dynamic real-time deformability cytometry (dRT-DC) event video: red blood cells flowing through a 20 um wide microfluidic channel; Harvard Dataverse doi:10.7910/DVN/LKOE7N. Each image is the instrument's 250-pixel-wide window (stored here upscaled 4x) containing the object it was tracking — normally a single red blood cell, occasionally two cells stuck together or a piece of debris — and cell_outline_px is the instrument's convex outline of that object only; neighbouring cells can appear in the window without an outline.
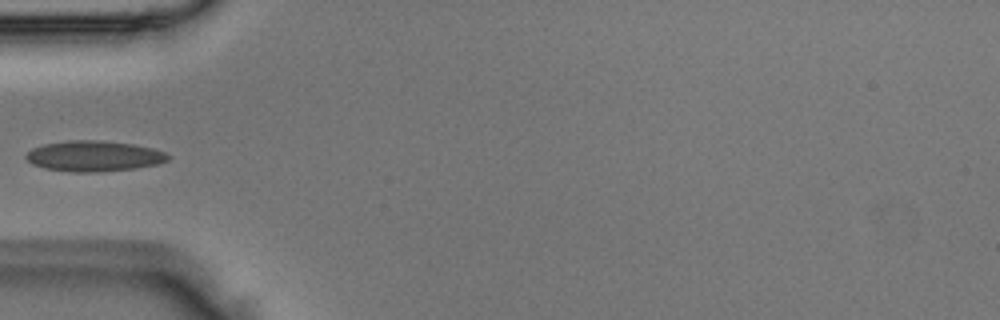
{"species": "Egyptian fruit bat (a non-hibernating species)", "species_latin": "Rousettus aegyptiacus", "temperature_condition": "room temperature", "stored_images_in_passage": 34, "camera_frame_rate_fps": 3000, "um_per_image_px": 0.085, "animal": {"sex": "male"}, "frame": {"image": 1, "passage_image": 1, "time_ms": 0.0, "image_size_px": [1000, 320], "cell_outline_px": [[168, 160], [156, 164], [136, 168], [100, 172], [72, 172], [44, 168], [32, 164], [24, 156], [32, 148], [44, 144], [68, 140], [100, 140], [132, 144], [152, 148], [164, 152], [168, 156]], "centroid_in_image_um": [7.95, 13.27], "position_along_channel_um": 77.1, "area_um2": 25.26}}
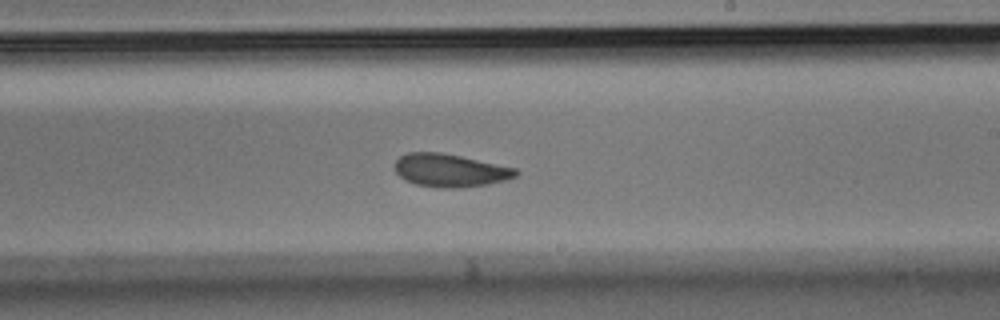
{"frame": {"image": 2, "passage_image": 14, "time_ms": 4.333, "image_size_px": [1000, 320], "cell_outline_px": [[520, 172], [516, 176], [504, 180], [488, 184], [460, 188], [440, 188], [416, 184], [404, 180], [396, 172], [396, 160], [400, 156], [408, 152], [440, 152], [460, 156], [516, 168]], "centroid_in_image_um": [38.25, 14.49], "position_along_channel_um": 250.7, "area_um2": 23.18}}
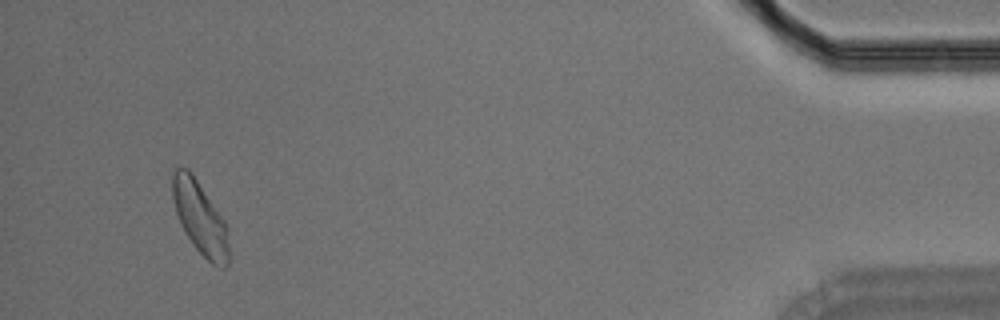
{"frame": {"image": 3, "passage_image": 32, "time_ms": 10.333, "image_size_px": [1000, 320], "cell_outline_px": [[228, 264], [224, 268], [220, 268], [212, 264], [192, 244], [184, 232], [180, 224], [176, 212], [172, 196], [172, 172], [176, 168], [188, 168], [192, 172], [224, 220], [228, 228]], "centroid_in_image_um": [16.99, 18.51], "position_along_channel_um": 418.2, "area_um2": 23.87}}